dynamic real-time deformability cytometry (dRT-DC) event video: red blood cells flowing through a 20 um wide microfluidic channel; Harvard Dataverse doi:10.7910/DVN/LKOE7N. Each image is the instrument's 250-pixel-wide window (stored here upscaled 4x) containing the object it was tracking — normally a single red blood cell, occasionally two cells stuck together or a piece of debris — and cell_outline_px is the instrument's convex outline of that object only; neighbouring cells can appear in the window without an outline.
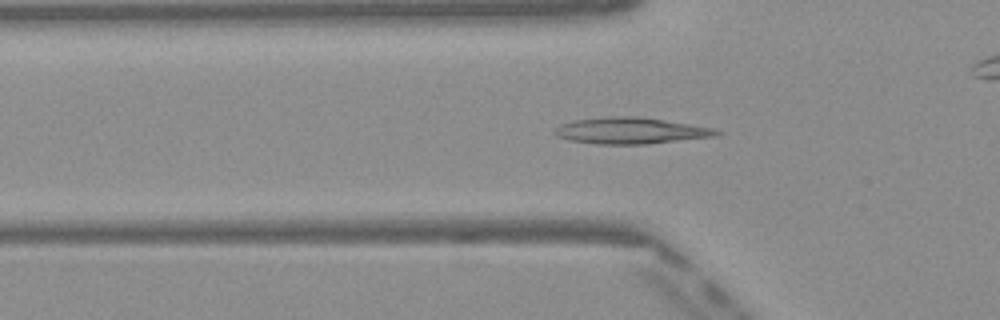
{"species": "Egyptian fruit bat (a non-hibernating species)", "species_latin": "Rousettus aegyptiacus", "temperature_condition": "warm", "stored_images_in_passage": 47, "camera_frame_rate_fps": 3000, "um_per_image_px": 0.085, "frame": {"image": 1, "passage_image": 13, "time_ms": 4.0, "image_size_px": [1000, 320], "cell_outline_px": [[724, 132], [716, 136], [648, 144], [596, 144], [568, 140], [556, 136], [552, 132], [560, 124], [572, 120], [604, 116], [636, 116], [716, 128]], "centroid_in_image_um": [53.58, 11.11], "position_along_channel_um": 72.2, "area_um2": 25.09}}
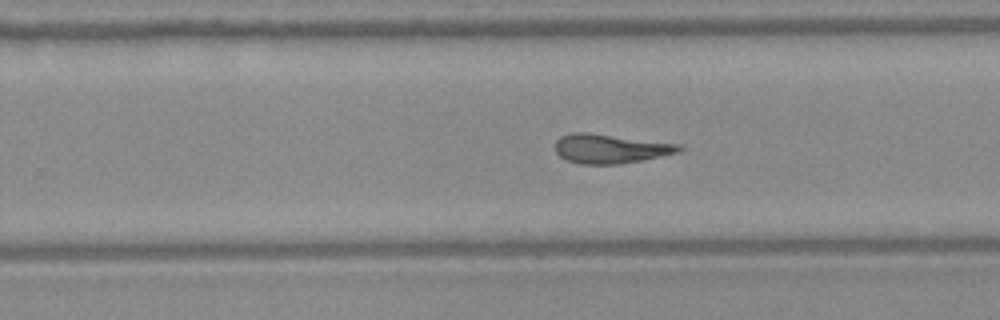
{"frame": {"image": 2, "passage_image": 28, "time_ms": 9.0, "image_size_px": [1000, 320], "cell_outline_px": [[684, 148], [680, 152], [620, 164], [580, 164], [564, 160], [556, 152], [556, 140], [560, 136], [572, 132], [588, 132], [680, 144]], "centroid_in_image_um": [51.85, 12.63], "position_along_channel_um": 277.9, "area_um2": 21.15}}
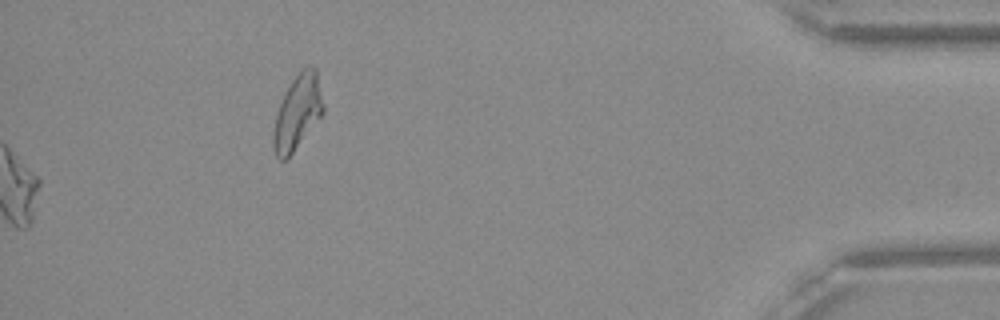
{"frame": {"image": 3, "passage_image": 47, "time_ms": 15.333, "image_size_px": [1000, 320], "cell_outline_px": [[324, 112], [292, 152], [284, 160], [280, 160], [276, 156], [272, 144], [272, 136], [276, 116], [284, 92], [292, 80], [308, 64], [316, 68], [324, 104]], "centroid_in_image_um": [25.29, 9.51], "position_along_channel_um": 409.9, "area_um2": 21.33}, "authors_computed_cell_mechanics": {"area_um2": 21.3282, "velocity_mm_per_s": 4.0931, "shape_relaxation_time_tau1_ms": 10.8038, "shape_relaxation_time_tau2_ms": 2.8479, "deformation_change_tau1": 0.2962, "deformation_change_tau2": 0.1253}}